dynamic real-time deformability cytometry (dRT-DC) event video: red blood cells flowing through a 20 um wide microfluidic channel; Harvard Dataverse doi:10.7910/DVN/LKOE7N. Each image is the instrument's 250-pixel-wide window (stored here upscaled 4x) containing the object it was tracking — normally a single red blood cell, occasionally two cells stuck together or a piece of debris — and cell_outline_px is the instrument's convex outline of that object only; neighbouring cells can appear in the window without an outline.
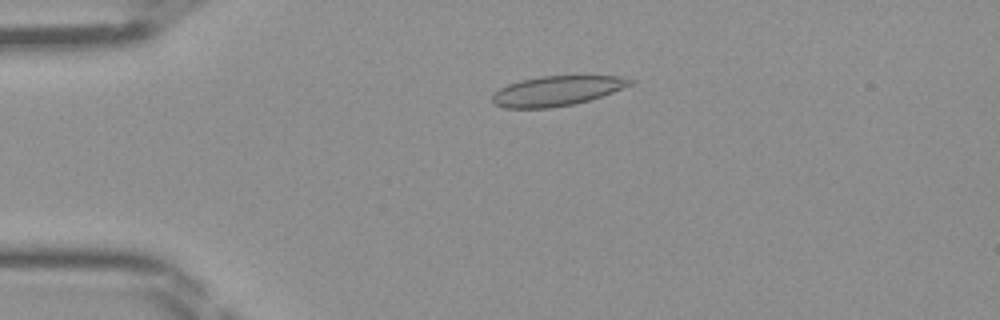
{"species": "Egyptian fruit bat (a non-hibernating species)", "species_latin": "Rousettus aegyptiacus", "temperature_condition": "room temperature", "stored_images_in_passage": 46, "camera_frame_rate_fps": 3000, "um_per_image_px": 0.085, "frame": {"image": 1, "passage_image": 10, "time_ms": 3.0, "image_size_px": [1000, 320], "cell_outline_px": [[636, 80], [632, 84], [612, 92], [588, 100], [572, 104], [548, 108], [504, 108], [496, 104], [492, 100], [492, 96], [500, 88], [508, 84], [520, 80], [540, 76], [620, 76]], "centroid_in_image_um": [47.32, 7.71], "position_along_channel_um": 37.7, "area_um2": 23.7}}
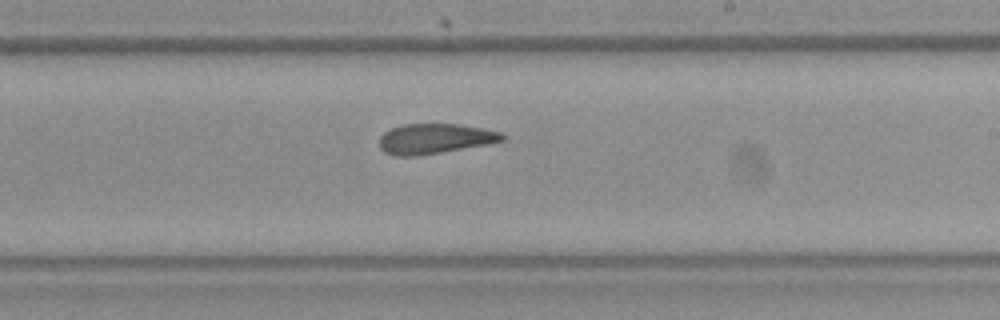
{"frame": {"image": 2, "passage_image": 27, "time_ms": 8.667, "image_size_px": [1000, 320], "cell_outline_px": [[508, 136], [504, 140], [488, 144], [420, 156], [392, 156], [384, 152], [380, 148], [380, 136], [384, 132], [392, 128], [404, 124], [460, 124], [484, 128], [500, 132]], "centroid_in_image_um": [36.97, 11.8], "position_along_channel_um": 252.0, "area_um2": 21.79}}
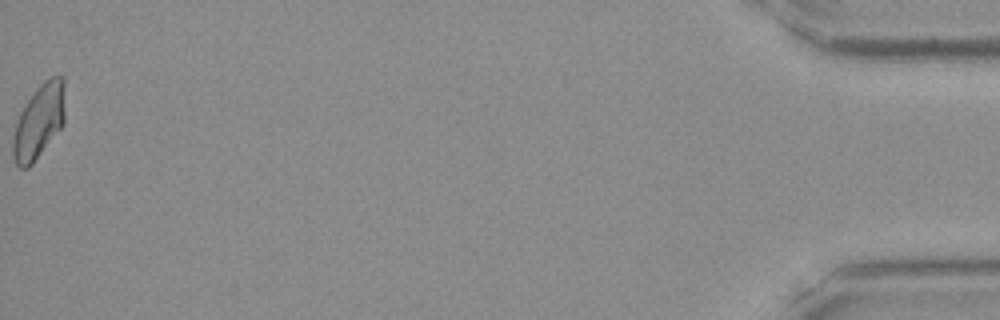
{"frame": {"image": 3, "passage_image": 46, "time_ms": 15.0, "image_size_px": [1000, 320], "cell_outline_px": [[64, 124], [32, 164], [28, 168], [20, 168], [16, 164], [12, 156], [12, 140], [16, 124], [20, 112], [36, 88], [44, 80], [52, 76], [64, 76]], "centroid_in_image_um": [3.31, 10.32], "position_along_channel_um": 431.9, "area_um2": 22.48}}